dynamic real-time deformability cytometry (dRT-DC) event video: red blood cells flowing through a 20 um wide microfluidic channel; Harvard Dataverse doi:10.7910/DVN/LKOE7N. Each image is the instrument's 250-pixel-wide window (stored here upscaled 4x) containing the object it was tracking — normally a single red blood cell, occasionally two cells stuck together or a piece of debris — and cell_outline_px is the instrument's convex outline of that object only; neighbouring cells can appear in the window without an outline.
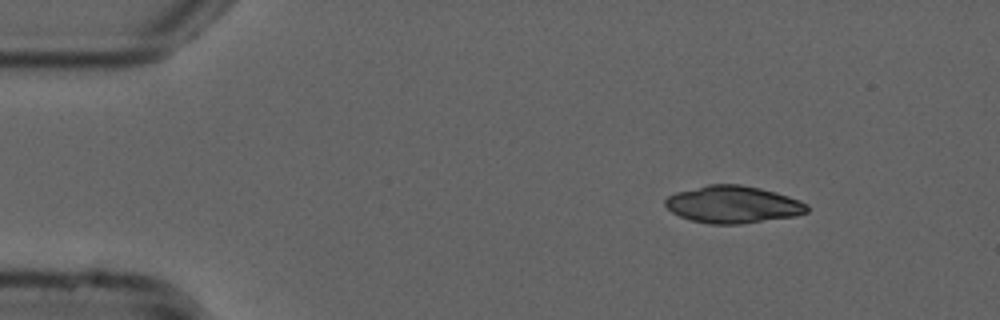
{"species": "common noctule bat (a hibernating species)", "species_latin": "Nyctalus noctula", "temperature_condition": "cold", "stored_images_in_passage": 18, "camera_frame_rate_fps": 3000, "um_per_image_px": 0.085, "animal": {"sex": "male", "forearm_length_mm": 52.5}, "frame": {"image": 1, "passage_image": 1, "time_ms": 0.0, "image_size_px": [1000, 320], "cell_outline_px": [[808, 212], [796, 216], [740, 224], [708, 224], [692, 220], [680, 216], [672, 212], [664, 204], [664, 200], [668, 196], [676, 192], [708, 184], [740, 184], [760, 188], [776, 192], [800, 200], [808, 204]], "centroid_in_image_um": [62.31, 17.38], "position_along_channel_um": 22.7, "area_um2": 30.87}}